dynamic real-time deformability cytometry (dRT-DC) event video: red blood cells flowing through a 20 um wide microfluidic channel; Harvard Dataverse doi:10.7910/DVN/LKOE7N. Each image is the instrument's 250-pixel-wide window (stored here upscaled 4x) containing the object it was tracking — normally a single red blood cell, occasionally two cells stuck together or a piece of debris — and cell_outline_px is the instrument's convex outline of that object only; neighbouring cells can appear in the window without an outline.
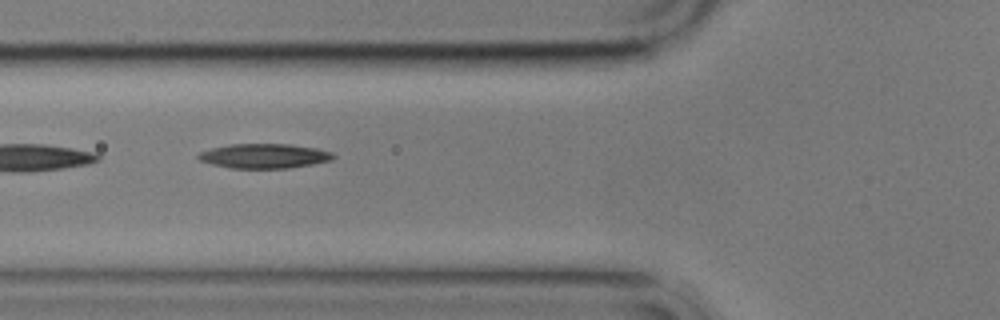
{"species": "common noctule bat (a hibernating species)", "species_latin": "Nyctalus noctula", "temperature_condition": "cold", "stored_images_in_passage": 2, "camera_frame_rate_fps": 3000, "um_per_image_px": 0.085, "animal": {"sex": "male", "body_mass_g": 17.9}, "frame": {"image": 1, "passage_image": 2, "time_ms": 1.333, "image_size_px": [1000, 320], "cell_outline_px": [[336, 156], [332, 160], [312, 164], [288, 168], [232, 168], [212, 164], [200, 160], [196, 156], [200, 152], [212, 148], [228, 144], [288, 144], [316, 148], [332, 152]], "centroid_in_image_um": [22.47, 13.25], "position_along_channel_um": 103.3, "area_um2": 19.25}}